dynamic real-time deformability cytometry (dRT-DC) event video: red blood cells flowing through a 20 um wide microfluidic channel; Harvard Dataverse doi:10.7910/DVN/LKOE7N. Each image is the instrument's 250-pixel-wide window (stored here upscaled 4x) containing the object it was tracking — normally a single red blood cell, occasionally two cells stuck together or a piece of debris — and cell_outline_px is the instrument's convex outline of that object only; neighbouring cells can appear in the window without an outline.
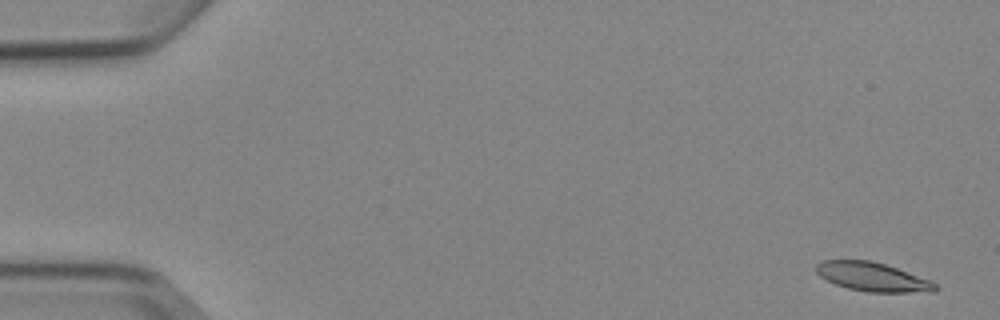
{"species": "Egyptian fruit bat (a non-hibernating species)", "species_latin": "Rousettus aegyptiacus", "temperature_condition": "cold", "stored_images_in_passage": 5, "camera_frame_rate_fps": 3000, "um_per_image_px": 0.085, "animal": {"sex": "female"}, "frame": {"image": 1, "passage_image": 1, "time_ms": 0.0, "image_size_px": [1000, 320], "cell_outline_px": [[940, 288], [936, 292], [868, 292], [848, 288], [836, 284], [820, 276], [816, 272], [816, 264], [820, 260], [872, 260], [896, 268], [928, 280], [936, 284]], "centroid_in_image_um": [74.16, 23.53], "position_along_channel_um": 10.8, "area_um2": 19.88}}
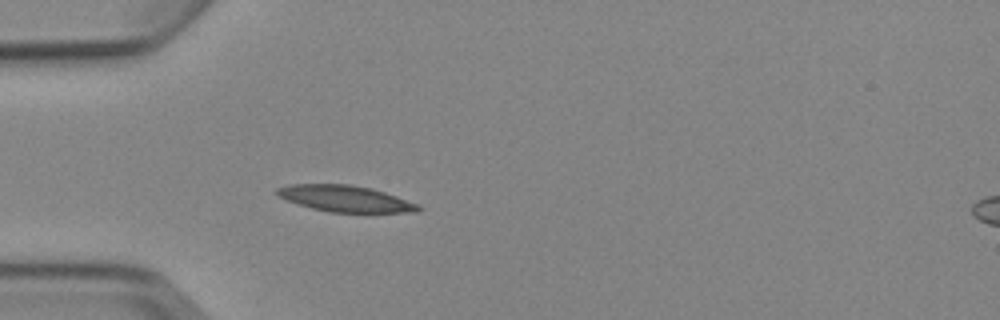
{"frame": {"image": 2, "passage_image": 5, "time_ms": 4.667, "image_size_px": [1000, 320], "cell_outline_px": [[424, 208], [416, 212], [328, 212], [296, 204], [276, 196], [276, 188], [292, 184], [352, 184], [372, 188], [420, 204]], "centroid_in_image_um": [29.35, 16.88], "position_along_channel_um": 55.7, "area_um2": 21.85}}